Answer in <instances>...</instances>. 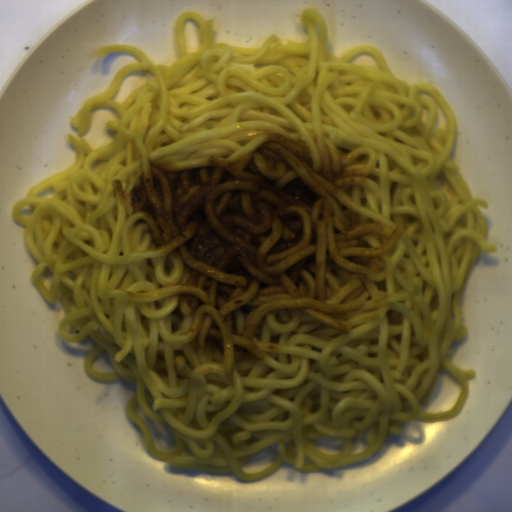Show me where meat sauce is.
I'll return each mask as SVG.
<instances>
[{"instance_id": "meat-sauce-2", "label": "meat sauce", "mask_w": 512, "mask_h": 512, "mask_svg": "<svg viewBox=\"0 0 512 512\" xmlns=\"http://www.w3.org/2000/svg\"><path fill=\"white\" fill-rule=\"evenodd\" d=\"M114 181H115L117 192H118L120 198L126 200L125 188H124L122 182L120 181L119 178L114 179Z\"/></svg>"}, {"instance_id": "meat-sauce-1", "label": "meat sauce", "mask_w": 512, "mask_h": 512, "mask_svg": "<svg viewBox=\"0 0 512 512\" xmlns=\"http://www.w3.org/2000/svg\"><path fill=\"white\" fill-rule=\"evenodd\" d=\"M355 178L344 159L313 169L307 143L280 132L242 158L149 163L129 205L182 272L196 348L228 364L260 362L259 322L279 314L350 331L349 310L384 251L374 222L337 212Z\"/></svg>"}]
</instances>
